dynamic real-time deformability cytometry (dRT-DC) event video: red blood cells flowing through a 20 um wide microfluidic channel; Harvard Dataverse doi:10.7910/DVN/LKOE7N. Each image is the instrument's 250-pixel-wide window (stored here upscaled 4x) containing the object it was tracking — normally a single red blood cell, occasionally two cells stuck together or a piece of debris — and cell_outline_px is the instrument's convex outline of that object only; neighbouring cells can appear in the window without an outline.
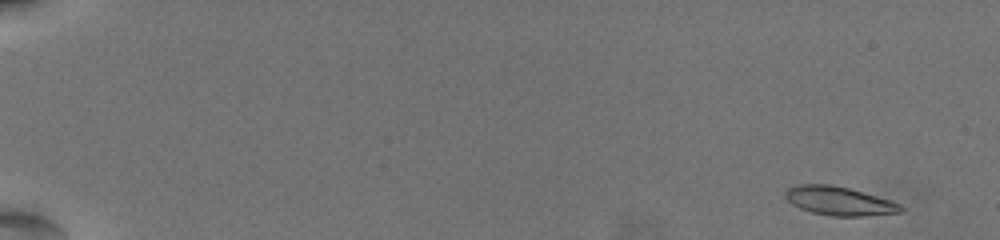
{"species": "common noctule bat (a hibernating species)", "species_latin": "Nyctalus noctula", "temperature_condition": "warm", "stored_images_in_passage": 60, "camera_frame_rate_fps": 3000, "um_per_image_px": 0.085, "animal": {"sex": "female", "body_mass_g": 19.5, "forearm_length_mm": 54.1}, "frame": {"image": 1, "passage_image": 2, "time_ms": 0.333, "image_size_px": [1000, 240], "cell_outline_px": [[904, 212], [864, 216], [828, 216], [812, 212], [800, 208], [792, 204], [784, 196], [784, 192], [788, 188], [796, 184], [832, 184], [864, 192], [892, 200], [900, 204], [904, 208]], "centroid_in_image_um": [71.35, 17.08], "position_along_channel_um": 13.7, "area_um2": 19.59}}
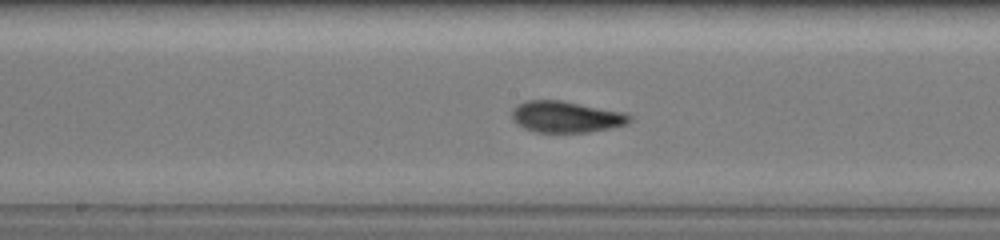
{"frame": {"image": 2, "passage_image": 34, "time_ms": 11.0, "image_size_px": [1000, 240], "cell_outline_px": [[632, 120], [628, 124], [612, 128], [588, 132], [536, 132], [524, 128], [516, 124], [512, 120], [512, 108], [516, 104], [528, 100], [560, 100], [624, 112], [632, 116]], "centroid_in_image_um": [48.11, 9.93], "position_along_channel_um": 200.1, "area_um2": 21.68}}
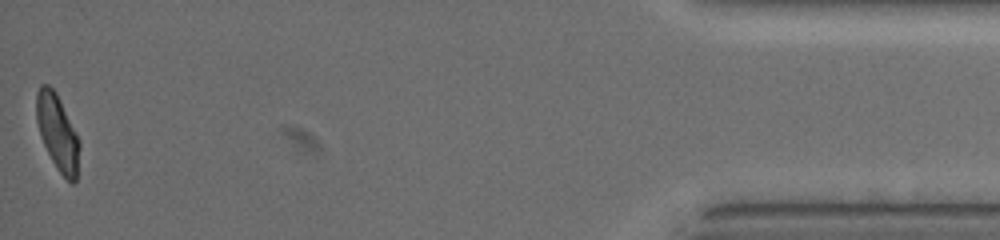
{"frame": {"image": 3, "passage_image": 60, "time_ms": 19.667, "image_size_px": [1000, 240], "cell_outline_px": [[80, 148], [76, 180], [72, 184], [56, 168], [40, 136], [36, 120], [36, 92], [40, 84], [48, 84], [56, 92], [80, 140]], "centroid_in_image_um": [4.88, 11.24], "position_along_channel_um": 430.3, "area_um2": 19.02}, "authors_computed_cell_mechanics": {"area_um2": 19.7965, "velocity_mm_per_s": 3.5446, "shape_relaxation_time_tau1_ms": 5.5835, "shape_relaxation_time_tau2_ms": 1.2138, "deformation_change_tau1": 0.2151, "deformation_change_tau2": 0.0708}}